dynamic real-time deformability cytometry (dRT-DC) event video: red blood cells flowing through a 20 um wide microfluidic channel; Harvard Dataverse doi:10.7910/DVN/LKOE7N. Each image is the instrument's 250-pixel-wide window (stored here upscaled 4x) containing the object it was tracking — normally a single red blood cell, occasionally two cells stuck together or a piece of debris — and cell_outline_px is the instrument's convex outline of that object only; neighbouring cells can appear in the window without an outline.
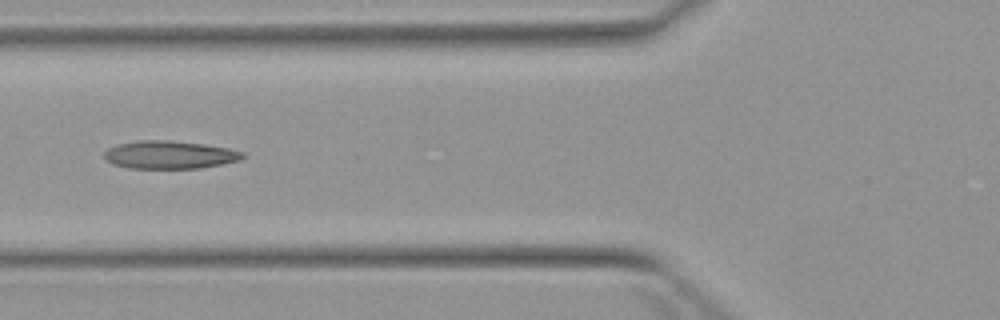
{"species": "Egyptian fruit bat (a non-hibernating species)", "species_latin": "Rousettus aegyptiacus", "temperature_condition": "warm", "stored_images_in_passage": 5, "camera_frame_rate_fps": 3000, "um_per_image_px": 0.085, "animal": {"sex": "female"}, "frame": {"image": 1, "passage_image": 5, "time_ms": 5.333, "image_size_px": [1000, 320], "cell_outline_px": [[244, 156], [240, 160], [200, 168], [128, 168], [112, 164], [104, 160], [104, 152], [108, 148], [116, 144], [140, 140], [168, 140], [204, 144], [228, 148], [244, 152]], "centroid_in_image_um": [14.37, 13.15], "position_along_channel_um": 111.4, "area_um2": 22.6}}